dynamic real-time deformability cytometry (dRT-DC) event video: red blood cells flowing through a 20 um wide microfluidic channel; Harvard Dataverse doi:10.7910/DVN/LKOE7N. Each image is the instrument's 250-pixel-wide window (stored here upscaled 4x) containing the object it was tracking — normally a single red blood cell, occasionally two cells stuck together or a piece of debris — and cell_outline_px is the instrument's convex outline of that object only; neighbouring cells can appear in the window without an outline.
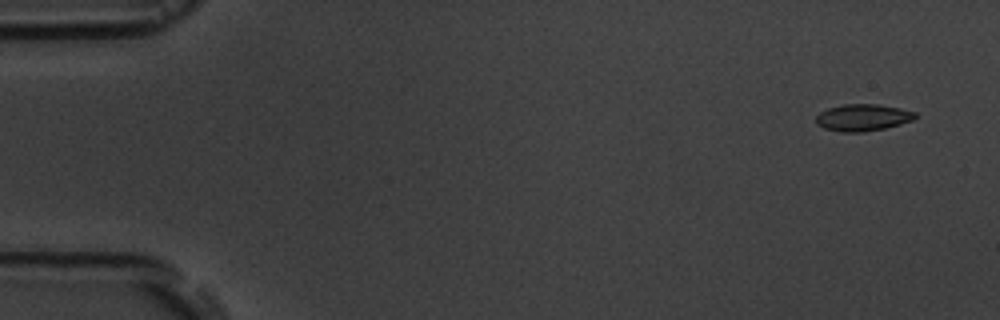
{"species": "common noctule bat (a hibernating species)", "species_latin": "Nyctalus noctula", "temperature_condition": "room temperature", "stored_images_in_passage": 5, "camera_frame_rate_fps": 3000, "um_per_image_px": 0.085, "animal": {"sex": "male", "body_mass_g": 19.5, "forearm_length_mm": 54.6}, "frame": {"image": 1, "passage_image": 1, "time_ms": 0.0, "image_size_px": [1000, 320], "cell_outline_px": [[916, 116], [912, 120], [900, 124], [884, 128], [864, 132], [840, 132], [824, 128], [816, 124], [816, 116], [820, 112], [828, 108], [844, 104], [880, 104], [900, 108], [916, 112]], "centroid_in_image_um": [73.32, 9.99], "position_along_channel_um": 11.7, "area_um2": 15.55}}
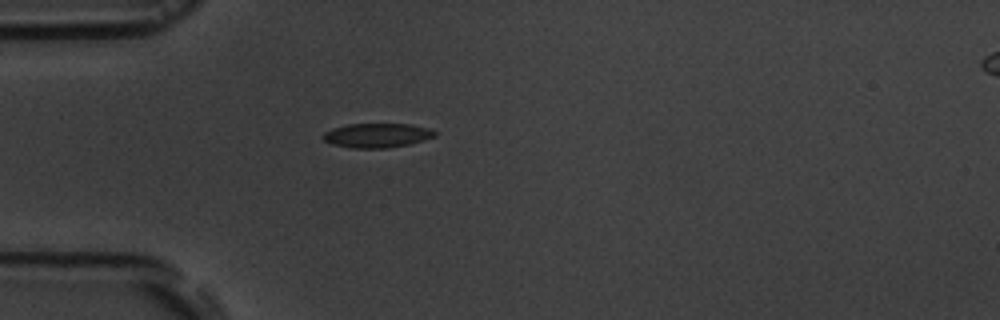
{"frame": {"image": 2, "passage_image": 5, "time_ms": 4.333, "image_size_px": [1000, 320], "cell_outline_px": [[436, 136], [424, 140], [408, 144], [384, 148], [352, 148], [332, 144], [324, 140], [320, 136], [324, 132], [332, 128], [348, 124], [408, 124], [428, 128], [436, 132]], "centroid_in_image_um": [32.0, 11.5], "position_along_channel_um": 53.0, "area_um2": 15.78}}